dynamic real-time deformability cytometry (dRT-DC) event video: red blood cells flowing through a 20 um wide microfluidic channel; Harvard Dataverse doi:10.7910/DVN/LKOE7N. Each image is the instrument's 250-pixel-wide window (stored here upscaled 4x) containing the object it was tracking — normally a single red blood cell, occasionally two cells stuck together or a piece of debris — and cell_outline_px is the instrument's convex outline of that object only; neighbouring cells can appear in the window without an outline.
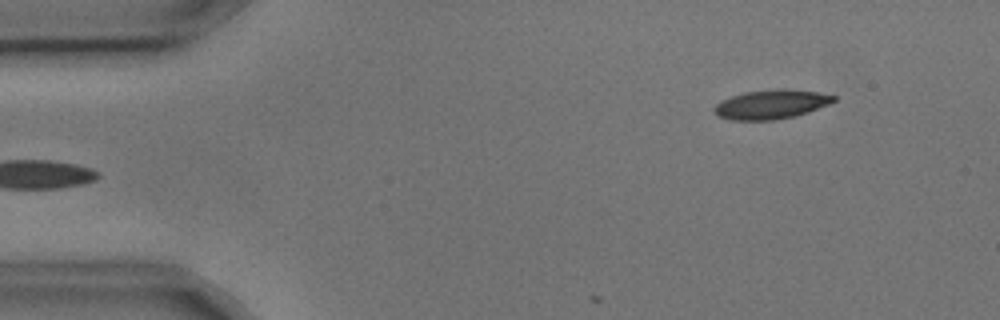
{"species": "common noctule bat (a hibernating species)", "species_latin": "Nyctalus noctula", "temperature_condition": "cold", "stored_images_in_passage": 4, "camera_frame_rate_fps": 3000, "um_per_image_px": 0.085, "animal": {"sex": "male", "body_mass_g": 17.9, "forearm_length_mm": 54.2}, "frame": {"image": 1, "passage_image": 4, "time_ms": 1.0, "image_size_px": [1000, 320], "cell_outline_px": [[836, 100], [828, 104], [808, 112], [796, 116], [776, 120], [732, 120], [716, 116], [712, 108], [716, 104], [732, 96], [744, 92], [776, 88], [784, 88], [816, 92], [836, 96]], "centroid_in_image_um": [65.53, 8.87], "position_along_channel_um": 19.5, "area_um2": 20.4}}